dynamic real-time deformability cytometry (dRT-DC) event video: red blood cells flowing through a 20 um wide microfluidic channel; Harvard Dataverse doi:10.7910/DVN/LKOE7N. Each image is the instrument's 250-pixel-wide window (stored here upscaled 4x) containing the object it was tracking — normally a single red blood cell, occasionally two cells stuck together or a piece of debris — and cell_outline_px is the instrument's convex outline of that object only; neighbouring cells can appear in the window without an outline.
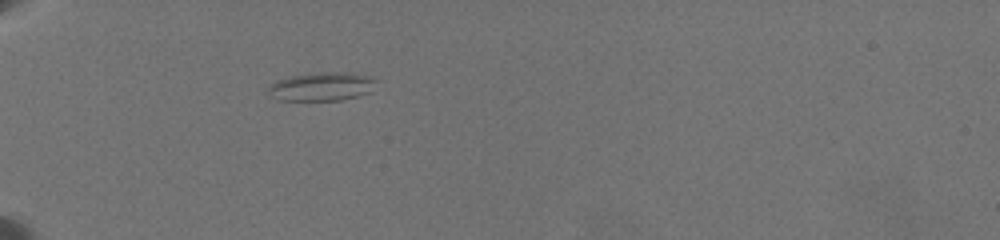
{"species": "common noctule bat (a hibernating species)", "species_latin": "Nyctalus noctula", "temperature_condition": "warm", "stored_images_in_passage": 7, "camera_frame_rate_fps": 3000, "um_per_image_px": 0.085, "animal": {"sex": "female", "body_mass_g": 19.5, "forearm_length_mm": 54.1}, "frame": {"image": 1, "passage_image": 1, "time_ms": 0.0, "image_size_px": [1000, 240], "cell_outline_px": [[376, 80], [372, 92], [360, 96], [340, 100], [280, 100], [272, 96], [268, 92], [268, 88], [276, 80], [292, 76], [320, 72], [348, 72], [364, 76]], "centroid_in_image_um": [27.36, 7.36], "position_along_channel_um": 57.6, "area_um2": 17.8}}
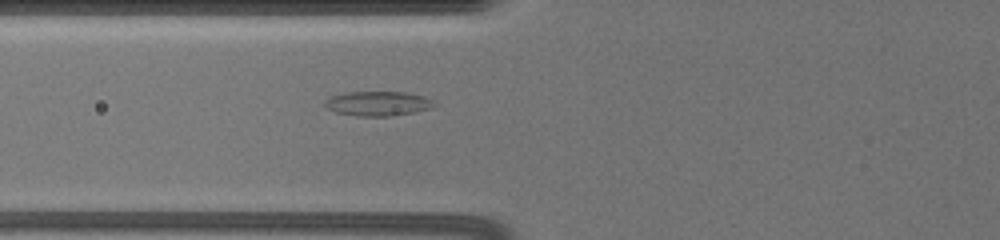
{"frame": {"image": 2, "passage_image": 6, "time_ms": 1.667, "image_size_px": [1000, 240], "cell_outline_px": [[436, 104], [432, 108], [392, 116], [356, 116], [336, 112], [324, 108], [324, 100], [332, 96], [348, 92], [404, 92], [424, 96], [432, 100]], "centroid_in_image_um": [32.09, 8.8], "position_along_channel_um": 93.7, "area_um2": 15.66}}